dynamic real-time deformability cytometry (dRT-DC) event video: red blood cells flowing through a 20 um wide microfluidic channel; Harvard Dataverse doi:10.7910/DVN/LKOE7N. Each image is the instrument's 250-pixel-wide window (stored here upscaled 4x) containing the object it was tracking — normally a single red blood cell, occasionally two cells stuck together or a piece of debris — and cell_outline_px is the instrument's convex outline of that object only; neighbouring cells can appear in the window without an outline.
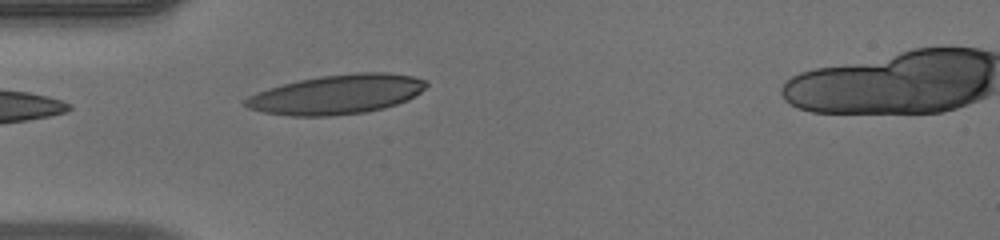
{"species": "human", "species_latin": "Homo sapiens", "temperature_condition": "warm", "stored_images_in_passage": 5, "camera_frame_rate_fps": 3000, "um_per_image_px": 0.085, "donor": {"sex": "male"}, "frame": {"image": 1, "passage_image": 1, "time_ms": 0.0, "image_size_px": [1000, 240], "cell_outline_px": [[424, 84], [412, 96], [388, 104], [372, 108], [352, 112], [280, 112], [280, 88], [292, 84], [308, 80], [340, 76], [404, 76], [420, 80]], "centroid_in_image_um": [29.44, 7.94], "position_along_channel_um": 55.6, "area_um2": 30.06}}